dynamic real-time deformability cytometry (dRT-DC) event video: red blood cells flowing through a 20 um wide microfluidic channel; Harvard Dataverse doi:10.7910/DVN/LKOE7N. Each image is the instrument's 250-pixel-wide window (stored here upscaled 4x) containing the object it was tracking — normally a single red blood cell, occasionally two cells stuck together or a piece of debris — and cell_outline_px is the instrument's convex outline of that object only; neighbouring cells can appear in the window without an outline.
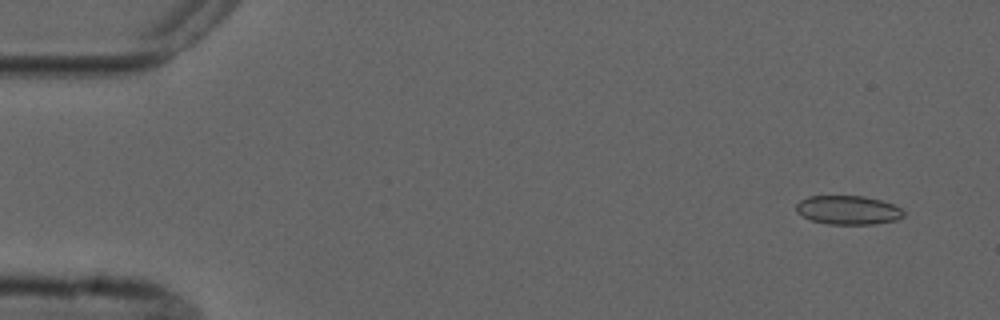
{"species": "common noctule bat (a hibernating species)", "species_latin": "Nyctalus noctula", "temperature_condition": "cold", "stored_images_in_passage": 5, "camera_frame_rate_fps": 3000, "um_per_image_px": 0.085, "animal": {"sex": "male", "forearm_length_mm": 52.5}, "frame": {"image": 1, "passage_image": 2, "time_ms": 1.0, "image_size_px": [1000, 320], "cell_outline_px": [[904, 216], [896, 220], [872, 224], [828, 224], [812, 220], [796, 212], [796, 204], [800, 200], [808, 196], [864, 196], [880, 200], [892, 204], [900, 208], [904, 212]], "centroid_in_image_um": [72.07, 17.85], "position_along_channel_um": 12.9, "area_um2": 17.98}}
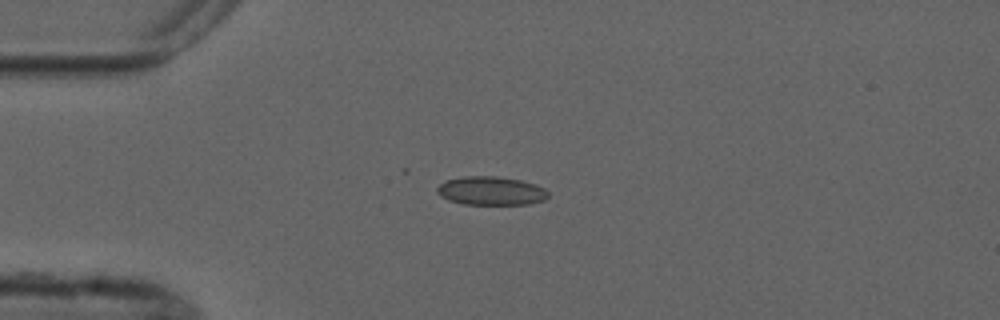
{"frame": {"image": 2, "passage_image": 5, "time_ms": 4.333, "image_size_px": [1000, 320], "cell_outline_px": [[548, 196], [544, 200], [528, 204], [464, 204], [448, 200], [440, 196], [436, 192], [436, 188], [440, 184], [448, 180], [464, 176], [496, 176], [520, 180], [536, 184], [544, 188], [548, 192]], "centroid_in_image_um": [41.73, 16.22], "position_along_channel_um": 43.3, "area_um2": 18.5}}